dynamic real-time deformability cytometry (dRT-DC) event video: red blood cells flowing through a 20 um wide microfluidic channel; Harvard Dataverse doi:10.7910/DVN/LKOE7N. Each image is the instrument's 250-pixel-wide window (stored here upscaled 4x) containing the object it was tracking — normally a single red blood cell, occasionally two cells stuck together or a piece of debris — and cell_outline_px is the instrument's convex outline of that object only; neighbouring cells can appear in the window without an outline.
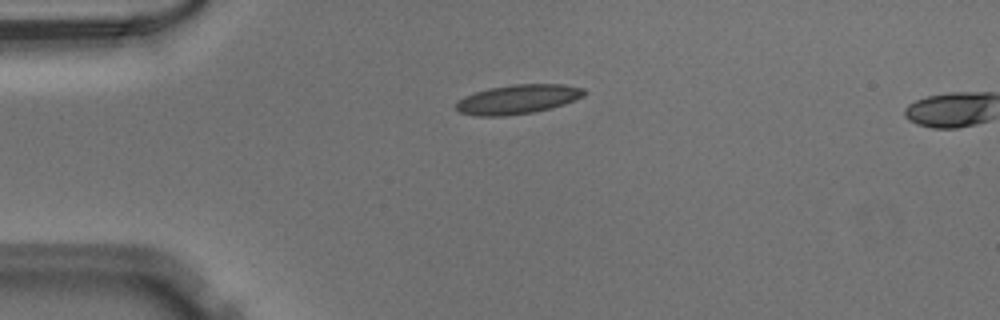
{"species": "Egyptian fruit bat (a non-hibernating species)", "species_latin": "Rousettus aegyptiacus", "temperature_condition": "warm", "stored_images_in_passage": 3, "camera_frame_rate_fps": 3000, "um_per_image_px": 0.085, "animal": {"sex": "male"}, "frame": {"image": 1, "passage_image": 1, "time_ms": 0.0, "image_size_px": [1000, 320], "cell_outline_px": [[584, 96], [564, 104], [552, 108], [532, 112], [504, 116], [476, 116], [460, 112], [456, 108], [456, 100], [464, 96], [488, 88], [516, 84], [564, 84], [584, 88]], "centroid_in_image_um": [44.0, 8.43], "position_along_channel_um": 41.0, "area_um2": 21.85}}